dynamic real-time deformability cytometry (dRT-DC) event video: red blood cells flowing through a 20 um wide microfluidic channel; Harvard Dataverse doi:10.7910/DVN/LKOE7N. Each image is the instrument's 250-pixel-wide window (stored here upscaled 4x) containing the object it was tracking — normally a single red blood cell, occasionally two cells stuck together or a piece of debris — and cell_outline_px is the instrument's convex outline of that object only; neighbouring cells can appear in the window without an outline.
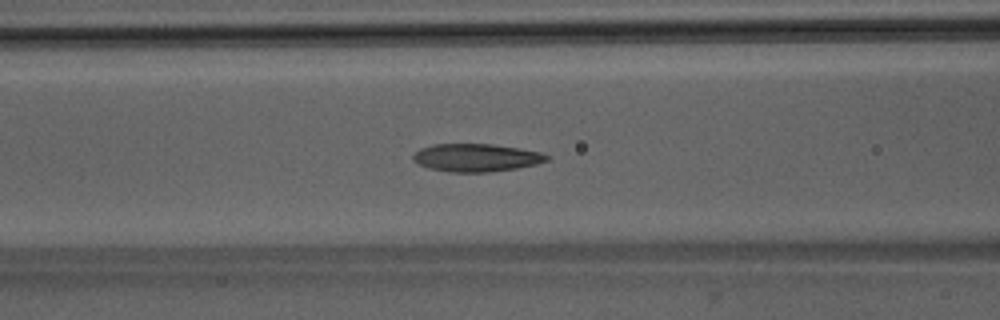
{"species": "Egyptian fruit bat (a non-hibernating species)", "species_latin": "Rousettus aegyptiacus", "temperature_condition": "room temperature", "stored_images_in_passage": 51, "camera_frame_rate_fps": 3000, "um_per_image_px": 0.085, "animal": {"sex": "male"}, "frame": {"image": 1, "passage_image": 21, "time_ms": 6.667, "image_size_px": [1000, 320], "cell_outline_px": [[552, 156], [548, 160], [536, 164], [516, 168], [488, 172], [448, 172], [428, 168], [412, 160], [412, 156], [420, 148], [432, 144], [488, 144], [516, 148], [540, 152]], "centroid_in_image_um": [40.46, 13.4], "position_along_channel_um": 126.1, "area_um2": 21.62}}
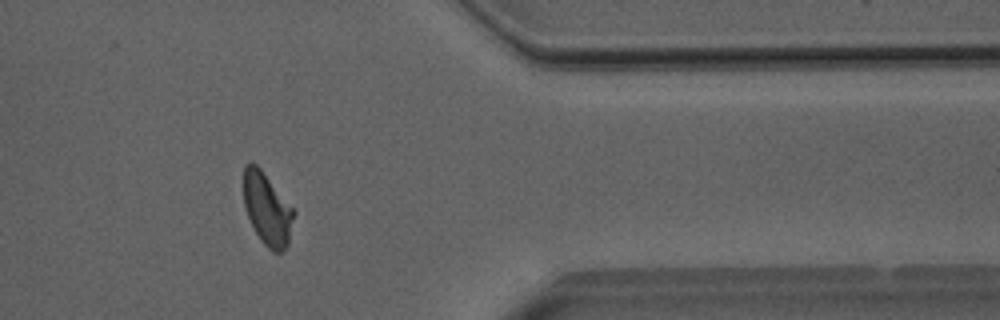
{"frame": {"image": 2, "passage_image": 42, "time_ms": 13.667, "image_size_px": [1000, 320], "cell_outline_px": [[296, 212], [288, 244], [280, 252], [272, 252], [260, 240], [248, 216], [244, 204], [244, 164], [252, 160], [260, 168]], "centroid_in_image_um": [22.71, 17.76], "position_along_channel_um": 388.7, "area_um2": 20.98}}
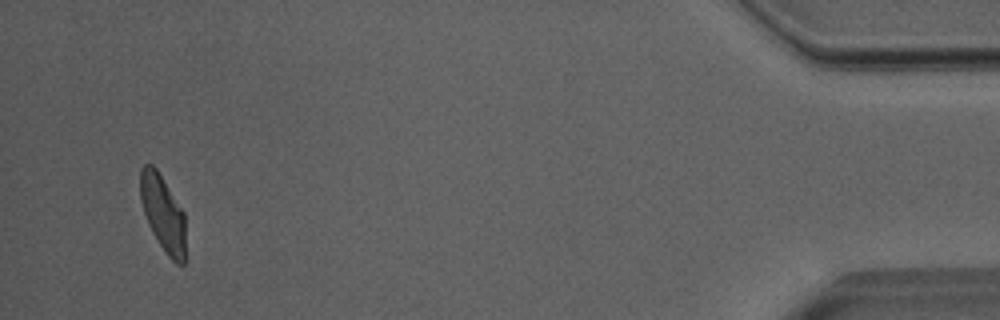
{"frame": {"image": 3, "passage_image": 49, "time_ms": 16.0, "image_size_px": [1000, 320], "cell_outline_px": [[184, 264], [176, 264], [168, 256], [152, 232], [148, 224], [140, 200], [140, 168], [144, 164], [152, 164], [156, 168], [184, 212]], "centroid_in_image_um": [13.82, 18.1], "position_along_channel_um": 421.4, "area_um2": 19.83}, "authors_computed_cell_mechanics": {"area_um2": 21.675, "velocity_mm_per_s": 4.007, "shape_relaxation_time_tau1_ms": 4.7715, "shape_relaxation_time_tau2_ms": 1.611, "deformation_change_tau1": 0.1592, "deformation_change_tau2": 0.0858}}